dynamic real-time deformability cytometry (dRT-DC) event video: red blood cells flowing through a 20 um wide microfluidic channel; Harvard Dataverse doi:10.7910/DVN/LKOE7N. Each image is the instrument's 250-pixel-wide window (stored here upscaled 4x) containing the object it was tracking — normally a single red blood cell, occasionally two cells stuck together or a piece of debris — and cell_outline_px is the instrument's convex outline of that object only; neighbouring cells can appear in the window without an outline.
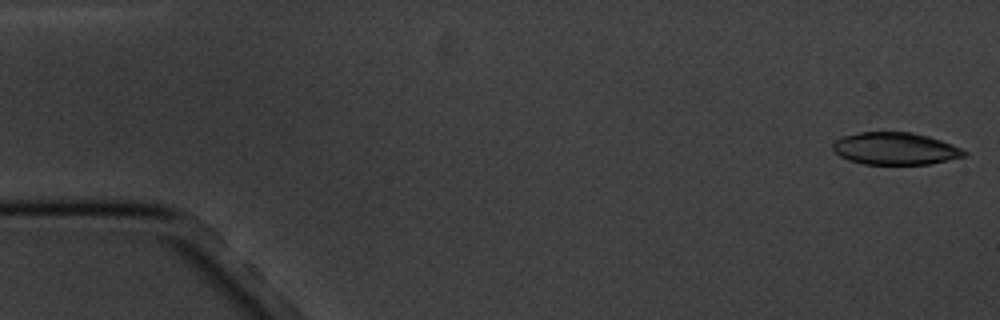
{"species": "common noctule bat (a hibernating species)", "species_latin": "Nyctalus noctula", "temperature_condition": "cold", "stored_images_in_passage": 5, "camera_frame_rate_fps": 3000, "um_per_image_px": 0.085, "animal": {"sex": "male", "body_mass_g": 20.1, "forearm_length_mm": 53.5}, "frame": {"image": 1, "passage_image": 1, "time_ms": 0.0, "image_size_px": [1000, 320], "cell_outline_px": [[968, 156], [928, 164], [864, 164], [848, 160], [840, 156], [832, 148], [832, 144], [840, 136], [860, 132], [912, 132], [928, 136], [952, 144], [968, 152]], "centroid_in_image_um": [76.09, 12.63], "position_along_channel_um": 8.9, "area_um2": 24.8}}
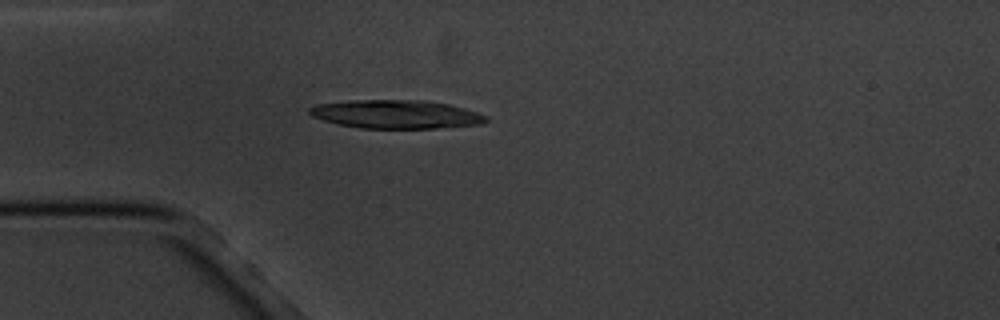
{"frame": {"image": 2, "passage_image": 5, "time_ms": 4.667, "image_size_px": [1000, 320], "cell_outline_px": [[488, 120], [480, 124], [436, 128], [360, 128], [336, 124], [312, 116], [308, 112], [308, 108], [316, 104], [348, 100], [424, 100], [448, 104], [464, 108], [488, 116]], "centroid_in_image_um": [33.63, 9.71], "position_along_channel_um": 51.4, "area_um2": 29.36}}